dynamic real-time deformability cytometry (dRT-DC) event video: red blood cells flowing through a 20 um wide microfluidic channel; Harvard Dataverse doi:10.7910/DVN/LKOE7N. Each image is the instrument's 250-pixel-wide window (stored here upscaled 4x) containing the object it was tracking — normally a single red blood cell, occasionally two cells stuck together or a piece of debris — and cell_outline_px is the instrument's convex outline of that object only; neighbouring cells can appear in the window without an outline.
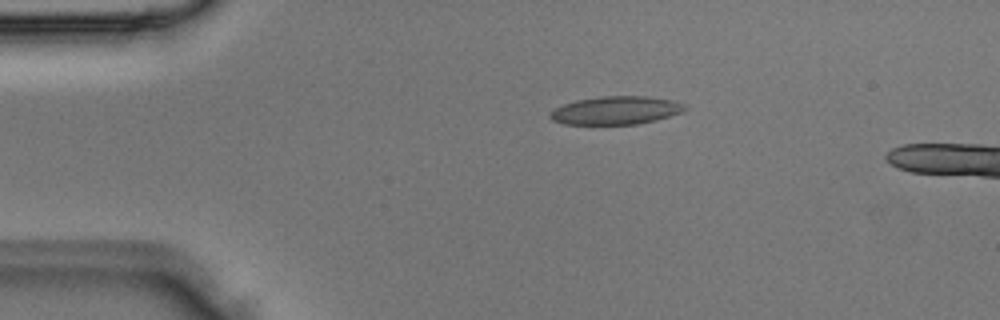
{"species": "Egyptian fruit bat (a non-hibernating species)", "species_latin": "Rousettus aegyptiacus", "temperature_condition": "room temperature", "stored_images_in_passage": 2, "camera_frame_rate_fps": 3000, "um_per_image_px": 0.085, "animal": {"sex": "male"}, "frame": {"image": 1, "passage_image": 1, "time_ms": 0.0, "image_size_px": [1000, 320], "cell_outline_px": [[688, 108], [684, 112], [656, 120], [636, 124], [564, 124], [552, 120], [548, 116], [548, 112], [564, 104], [576, 100], [600, 96], [648, 96], [672, 100], [684, 104]], "centroid_in_image_um": [52.36, 9.38], "position_along_channel_um": 32.6, "area_um2": 22.25}}